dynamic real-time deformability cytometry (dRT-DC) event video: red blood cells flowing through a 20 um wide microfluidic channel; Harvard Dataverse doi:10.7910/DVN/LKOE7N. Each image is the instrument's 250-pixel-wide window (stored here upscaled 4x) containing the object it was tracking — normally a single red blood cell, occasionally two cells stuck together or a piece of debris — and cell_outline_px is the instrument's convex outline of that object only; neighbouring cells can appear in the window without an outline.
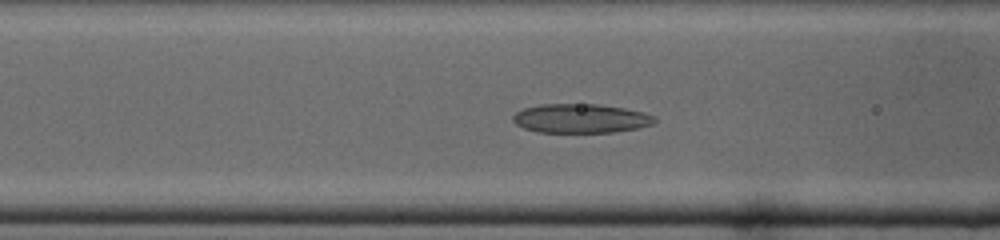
{"species": "common noctule bat (a hibernating species)", "species_latin": "Nyctalus noctula", "temperature_condition": "cold", "stored_images_in_passage": 40, "camera_frame_rate_fps": 3000, "um_per_image_px": 0.085, "animal": {"sex": "male", "body_mass_g": 19.0, "forearm_length_mm": 50.8}, "frame": {"image": 1, "passage_image": 14, "time_ms": 4.333, "image_size_px": [1000, 240], "cell_outline_px": [[656, 120], [652, 124], [636, 128], [612, 132], [540, 132], [524, 128], [516, 124], [512, 120], [512, 116], [516, 112], [524, 108], [540, 104], [596, 104], [624, 108], [640, 112], [652, 116]], "centroid_in_image_um": [49.3, 10.06], "position_along_channel_um": 117.3, "area_um2": 23.7}}
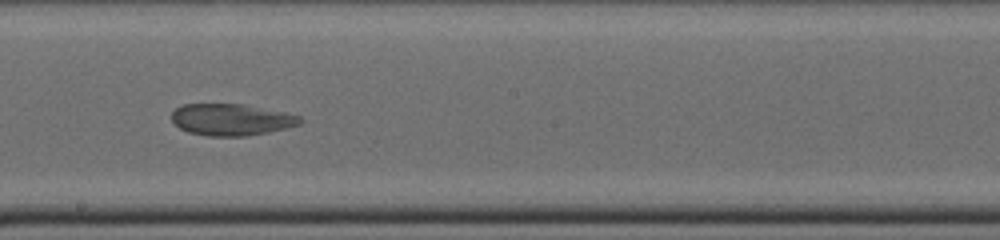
{"frame": {"image": 2, "passage_image": 21, "time_ms": 6.667, "image_size_px": [1000, 240], "cell_outline_px": [[304, 120], [300, 124], [268, 132], [248, 136], [208, 136], [188, 132], [180, 128], [172, 120], [172, 112], [176, 108], [184, 104], [244, 104], [284, 112], [300, 116]], "centroid_in_image_um": [19.67, 10.17], "position_along_channel_um": 228.5, "area_um2": 23.64}}
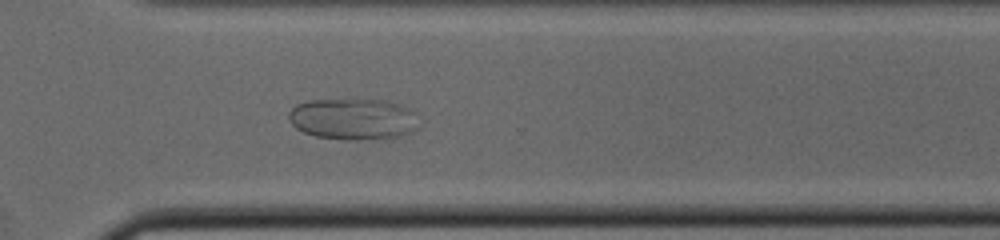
{"frame": {"image": 3, "passage_image": 28, "time_ms": 9.0, "image_size_px": [1000, 240], "cell_outline_px": [[420, 128], [404, 136], [392, 140], [348, 140], [316, 136], [304, 132], [296, 128], [292, 124], [288, 116], [288, 112], [296, 104], [308, 100], [384, 100], [408, 108], [416, 112], [420, 124]], "centroid_in_image_um": [30.1, 10.15], "position_along_channel_um": 340.5, "area_um2": 32.08}}